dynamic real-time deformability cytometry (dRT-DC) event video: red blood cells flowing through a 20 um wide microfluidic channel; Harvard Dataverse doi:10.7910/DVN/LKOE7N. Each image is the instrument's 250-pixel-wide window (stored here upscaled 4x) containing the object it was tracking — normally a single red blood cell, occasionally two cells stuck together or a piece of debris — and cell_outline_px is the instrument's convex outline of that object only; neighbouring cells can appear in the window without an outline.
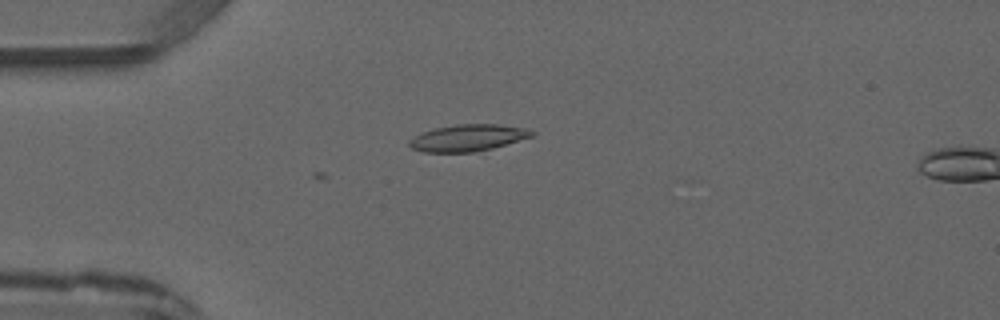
{"species": "common noctule bat (a hibernating species)", "species_latin": "Nyctalus noctula", "temperature_condition": "warm", "stored_images_in_passage": 6, "camera_frame_rate_fps": 3000, "um_per_image_px": 0.085, "animal": {"sex": "male", "forearm_length_mm": 52.5}, "frame": {"image": 1, "passage_image": 5, "time_ms": 4.667, "image_size_px": [1000, 320], "cell_outline_px": [[536, 132], [532, 136], [492, 148], [472, 152], [424, 152], [412, 148], [408, 144], [408, 140], [412, 136], [436, 128], [456, 124], [496, 124], [524, 128]], "centroid_in_image_um": [39.72, 11.71], "position_along_channel_um": 45.3, "area_um2": 18.84}}